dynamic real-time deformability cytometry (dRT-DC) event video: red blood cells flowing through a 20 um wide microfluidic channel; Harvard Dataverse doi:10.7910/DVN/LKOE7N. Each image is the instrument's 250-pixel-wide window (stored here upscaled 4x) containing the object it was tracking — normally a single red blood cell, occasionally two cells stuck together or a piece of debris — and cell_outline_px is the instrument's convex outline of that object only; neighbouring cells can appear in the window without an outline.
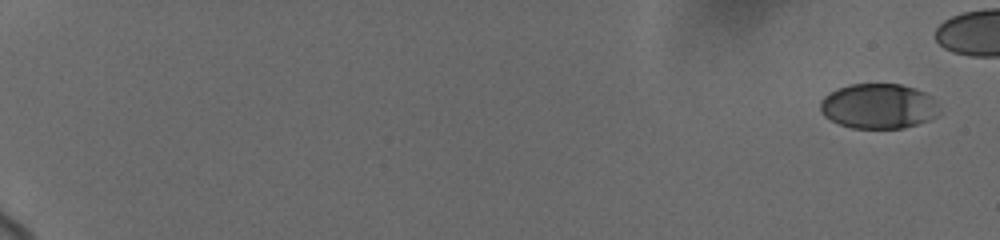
{"species": "human", "species_latin": "Homo sapiens", "temperature_condition": "cold", "stored_images_in_passage": 7, "camera_frame_rate_fps": 3000, "um_per_image_px": 0.085, "donor": {"sex": "female"}, "frame": {"image": 1, "passage_image": 1, "time_ms": 0.0, "image_size_px": [1000, 240], "cell_outline_px": [[940, 112], [936, 116], [928, 120], [904, 128], [852, 128], [840, 124], [824, 116], [820, 112], [820, 100], [828, 92], [836, 88], [848, 84], [900, 84], [924, 92], [932, 96]], "centroid_in_image_um": [74.63, 9.02], "position_along_channel_um": 10.4, "area_um2": 31.33}}
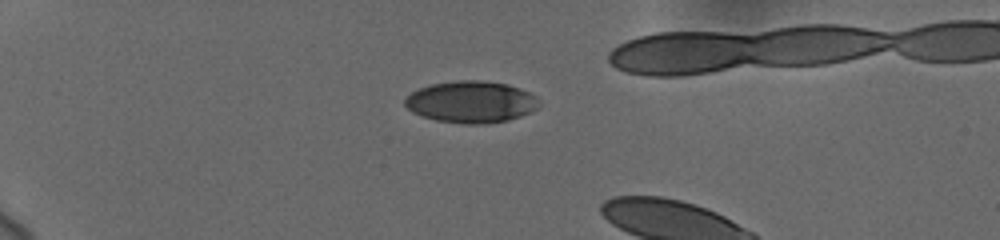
{"frame": {"image": 2, "passage_image": 6, "time_ms": 5.333, "image_size_px": [1000, 240], "cell_outline_px": [[540, 104], [536, 108], [520, 116], [508, 120], [484, 124], [464, 124], [436, 120], [412, 112], [404, 104], [404, 100], [412, 92], [420, 88], [432, 84], [460, 80], [480, 80], [508, 84], [520, 88], [536, 96]], "centroid_in_image_um": [40.05, 8.66], "position_along_channel_um": 45.0, "area_um2": 32.43}}